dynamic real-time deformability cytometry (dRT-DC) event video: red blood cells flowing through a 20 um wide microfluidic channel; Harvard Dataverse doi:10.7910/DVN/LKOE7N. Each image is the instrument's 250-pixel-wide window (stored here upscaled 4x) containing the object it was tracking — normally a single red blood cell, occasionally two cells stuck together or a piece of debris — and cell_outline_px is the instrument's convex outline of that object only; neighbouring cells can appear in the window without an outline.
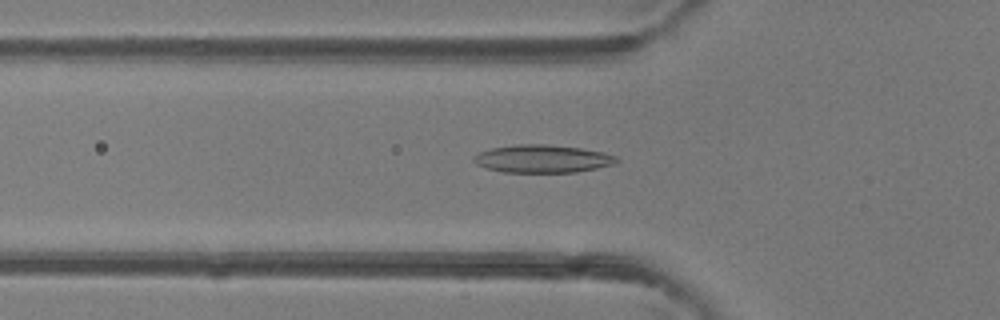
{"species": "common noctule bat (a hibernating species)", "species_latin": "Nyctalus noctula", "temperature_condition": "room temperature", "stored_images_in_passage": 44, "camera_frame_rate_fps": 3000, "um_per_image_px": 0.085, "animal": {"sex": "female"}, "frame": {"image": 1, "passage_image": 12, "time_ms": 3.667, "image_size_px": [1000, 320], "cell_outline_px": [[620, 160], [616, 164], [576, 172], [504, 172], [488, 168], [476, 164], [472, 160], [472, 156], [480, 152], [492, 148], [516, 144], [544, 144], [580, 148], [604, 152], [616, 156]], "centroid_in_image_um": [46.13, 13.49], "position_along_channel_um": 79.7, "area_um2": 23.18}}
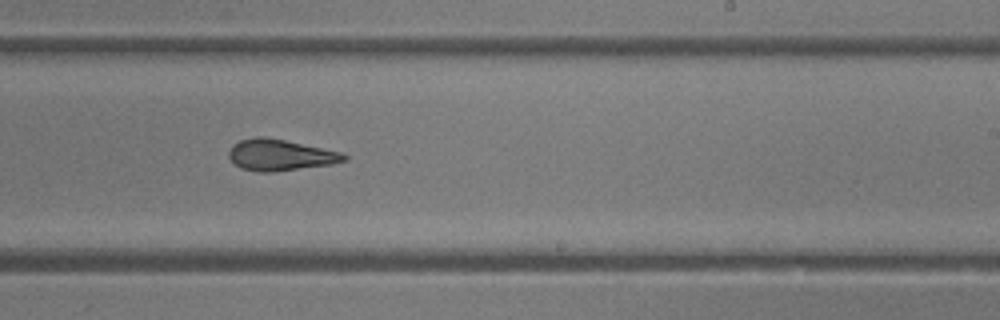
{"frame": {"image": 2, "passage_image": 25, "time_ms": 8.0, "image_size_px": [1000, 320], "cell_outline_px": [[348, 160], [332, 164], [272, 172], [260, 172], [240, 168], [228, 156], [228, 152], [232, 144], [240, 140], [256, 136], [260, 136], [284, 140], [340, 152], [348, 156]], "centroid_in_image_um": [23.79, 13.18], "position_along_channel_um": 265.2, "area_um2": 20.81}}
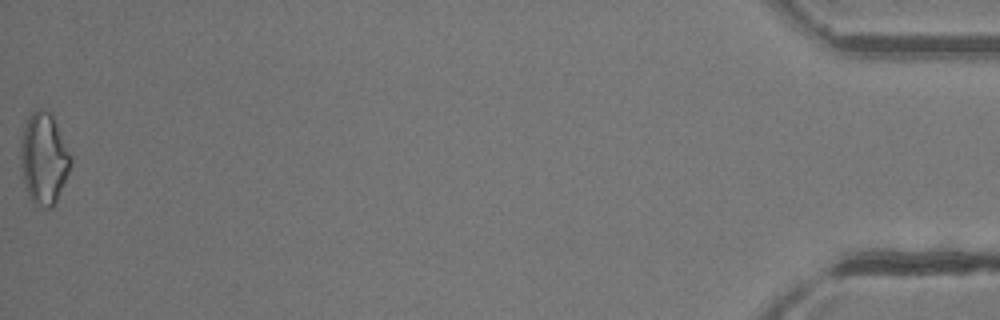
{"frame": {"image": 3, "passage_image": 44, "time_ms": 14.333, "image_size_px": [1000, 320], "cell_outline_px": [[72, 164], [56, 204], [52, 208], [36, 208], [32, 204], [24, 184], [20, 164], [20, 140], [28, 116], [32, 112], [40, 108], [52, 112], [72, 156]], "centroid_in_image_um": [3.73, 13.51], "position_along_channel_um": 431.5, "area_um2": 27.51}, "authors_computed_cell_mechanics": {"area_um2": 21.4149, "velocity_mm_per_s": 4.2621, "shape_relaxation_time_tau1_ms": null, "shape_relaxation_time_tau2_ms": 3.6021, "deformation_change_tau1": null, "deformation_change_tau2": 0.1346}}